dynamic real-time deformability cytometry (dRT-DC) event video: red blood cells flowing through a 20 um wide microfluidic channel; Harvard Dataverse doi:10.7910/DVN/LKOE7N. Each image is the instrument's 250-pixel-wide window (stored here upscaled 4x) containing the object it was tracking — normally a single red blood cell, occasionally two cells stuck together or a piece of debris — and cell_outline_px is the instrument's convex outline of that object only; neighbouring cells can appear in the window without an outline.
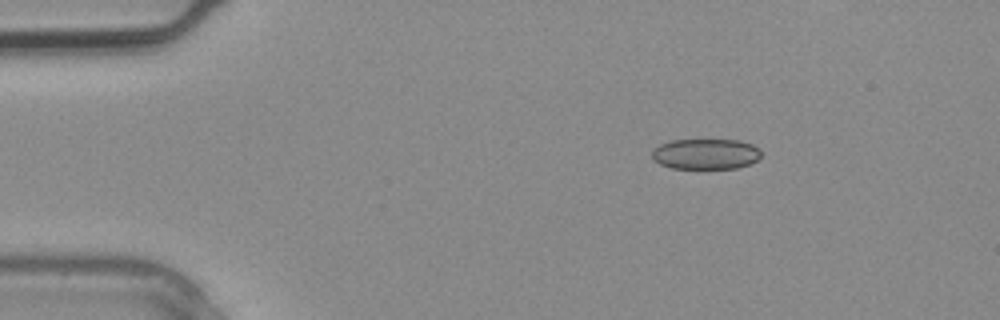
{"species": "common noctule bat (a hibernating species)", "species_latin": "Nyctalus noctula", "temperature_condition": "warm", "stored_images_in_passage": 2, "camera_frame_rate_fps": 3000, "um_per_image_px": 0.085, "animal": {"sex": "male", "body_mass_g": 20.4}, "frame": {"image": 1, "passage_image": 1, "time_ms": 0.0, "image_size_px": [1000, 320], "cell_outline_px": [[760, 156], [756, 160], [748, 164], [736, 168], [672, 168], [660, 164], [652, 160], [652, 148], [660, 144], [672, 140], [740, 140], [752, 144], [760, 148]], "centroid_in_image_um": [59.95, 13.08], "position_along_channel_um": 25.0, "area_um2": 19.48}}